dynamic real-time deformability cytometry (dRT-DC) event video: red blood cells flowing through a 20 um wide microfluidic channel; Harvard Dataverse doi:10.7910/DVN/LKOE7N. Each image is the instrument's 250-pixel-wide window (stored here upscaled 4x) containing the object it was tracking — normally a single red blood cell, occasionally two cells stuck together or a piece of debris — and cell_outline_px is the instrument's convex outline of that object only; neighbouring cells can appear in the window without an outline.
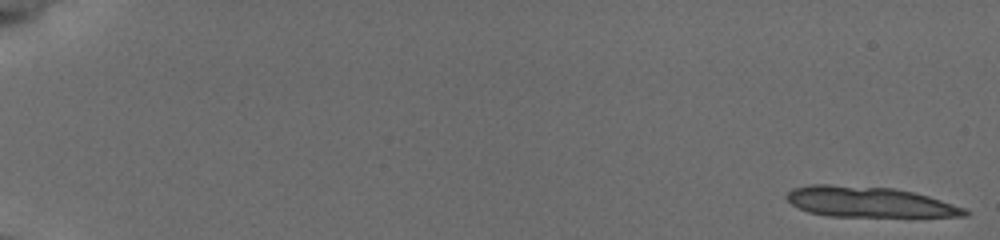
{"species": "common noctule bat (a hibernating species)", "species_latin": "Nyctalus noctula", "temperature_condition": "cold", "stored_images_in_passage": 18, "camera_frame_rate_fps": 3000, "um_per_image_px": 0.085, "animal": {"sex": "female", "body_mass_g": 19.5, "forearm_length_mm": 54.1}, "frame": {"image": 1, "passage_image": 1, "time_ms": 0.0, "image_size_px": [1000, 240], "cell_outline_px": [[972, 212], [968, 216], [828, 216], [808, 212], [792, 204], [784, 196], [792, 188], [812, 184], [828, 184], [892, 188], [912, 192], [928, 196], [964, 208]], "centroid_in_image_um": [73.84, 17.16], "position_along_channel_um": 11.2, "area_um2": 31.39}}